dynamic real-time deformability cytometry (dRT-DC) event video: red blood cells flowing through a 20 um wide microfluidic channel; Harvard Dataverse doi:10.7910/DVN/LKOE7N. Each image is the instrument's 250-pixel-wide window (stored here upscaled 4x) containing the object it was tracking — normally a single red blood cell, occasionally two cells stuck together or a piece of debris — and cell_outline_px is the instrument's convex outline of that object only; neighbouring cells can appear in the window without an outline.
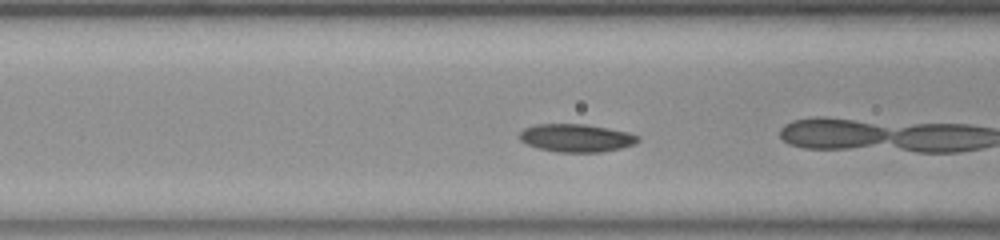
{"species": "common noctule bat (a hibernating species)", "species_latin": "Nyctalus noctula", "temperature_condition": "room temperature", "stored_images_in_passage": 10, "camera_frame_rate_fps": 3000, "um_per_image_px": 0.085, "animal": {"sex": "female", "body_mass_g": 23.0, "forearm_length_mm": 53.4}, "frame": {"image": 1, "passage_image": 4, "time_ms": 1.0, "image_size_px": [1000, 240], "cell_outline_px": [[640, 140], [636, 144], [620, 148], [600, 152], [560, 152], [540, 148], [528, 144], [520, 140], [520, 132], [524, 128], [536, 124], [584, 124], [628, 132], [640, 136]], "centroid_in_image_um": [49.01, 11.72], "position_along_channel_um": 117.6, "area_um2": 19.13}}
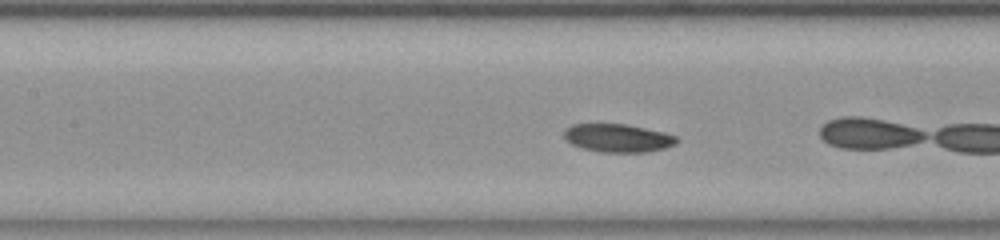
{"frame": {"image": 2, "passage_image": 7, "time_ms": 2.0, "image_size_px": [1000, 240], "cell_outline_px": [[680, 140], [676, 144], [664, 148], [644, 152], [604, 152], [584, 148], [572, 144], [564, 136], [564, 128], [572, 124], [628, 124], [664, 132], [676, 136]], "centroid_in_image_um": [52.54, 11.72], "position_along_channel_um": 154.9, "area_um2": 18.44}}